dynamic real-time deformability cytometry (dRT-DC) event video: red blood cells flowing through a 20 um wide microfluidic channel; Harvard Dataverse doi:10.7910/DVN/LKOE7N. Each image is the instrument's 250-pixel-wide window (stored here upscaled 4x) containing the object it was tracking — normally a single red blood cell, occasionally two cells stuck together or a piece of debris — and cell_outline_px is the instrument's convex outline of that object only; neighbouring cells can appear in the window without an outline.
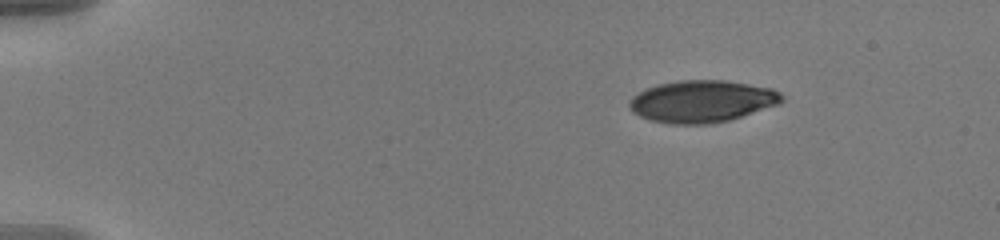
{"species": "human", "species_latin": "Homo sapiens", "temperature_condition": "warm", "stored_images_in_passage": 49, "camera_frame_rate_fps": 3000, "um_per_image_px": 0.085, "donor": {"sex": "male"}, "frame": {"image": 1, "passage_image": 1, "time_ms": 0.0, "image_size_px": [1000, 240], "cell_outline_px": [[784, 100], [776, 104], [728, 120], [704, 124], [672, 124], [652, 120], [640, 116], [632, 112], [628, 108], [628, 100], [632, 96], [644, 88], [656, 84], [680, 80], [724, 80], [772, 88], [780, 92], [784, 96]], "centroid_in_image_um": [59.59, 8.6], "position_along_channel_um": 25.4, "area_um2": 37.22}}
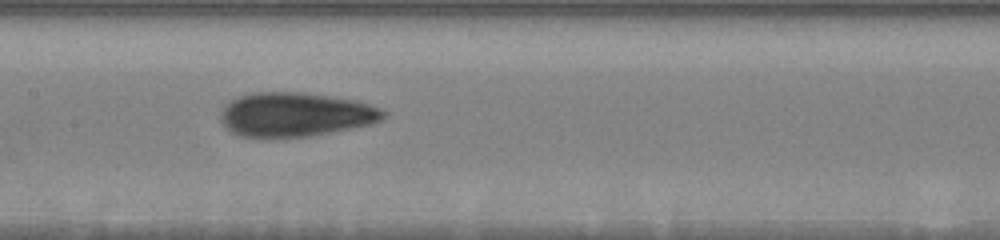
{"frame": {"image": 2, "passage_image": 22, "time_ms": 7.0, "image_size_px": [1000, 240], "cell_outline_px": [[384, 116], [380, 120], [372, 124], [308, 136], [240, 136], [232, 132], [220, 120], [220, 112], [228, 100], [236, 96], [252, 92], [304, 92], [332, 96], [356, 100], [380, 108], [384, 112]], "centroid_in_image_um": [25.07, 9.7], "position_along_channel_um": 182.3, "area_um2": 41.62}}
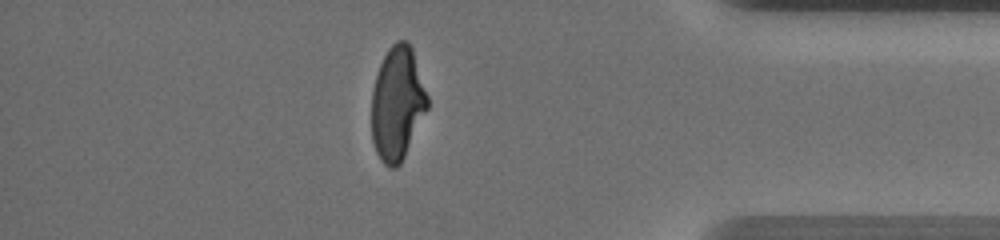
{"frame": {"image": 3, "passage_image": 42, "time_ms": 13.667, "image_size_px": [1000, 240], "cell_outline_px": [[428, 108], [400, 164], [396, 168], [392, 168], [384, 164], [380, 160], [376, 152], [372, 140], [372, 92], [376, 76], [380, 64], [388, 48], [396, 40], [404, 40], [412, 48], [428, 96]], "centroid_in_image_um": [33.77, 8.8], "position_along_channel_um": 401.4, "area_um2": 36.76}, "authors_computed_cell_mechanics": {"area_um2": 38.726, "velocity_mm_per_s": 3.6573, "shape_relaxation_time_tau1_ms": 6.0038, "shape_relaxation_time_tau2_ms": 1.3005, "deformation_change_tau1": 0.2185, "deformation_change_tau2": 0.0752}}